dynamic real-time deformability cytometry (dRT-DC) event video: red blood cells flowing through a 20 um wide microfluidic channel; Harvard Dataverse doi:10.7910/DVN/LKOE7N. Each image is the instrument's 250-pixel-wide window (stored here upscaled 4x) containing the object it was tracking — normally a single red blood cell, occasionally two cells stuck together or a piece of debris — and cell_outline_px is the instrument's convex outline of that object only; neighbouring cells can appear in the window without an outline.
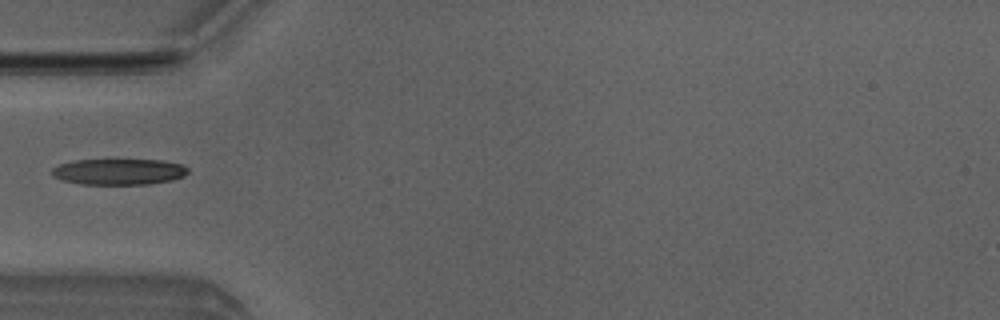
{"species": "Egyptian fruit bat (a non-hibernating species)", "species_latin": "Rousettus aegyptiacus", "temperature_condition": "room temperature", "stored_images_in_passage": 4, "camera_frame_rate_fps": 3000, "um_per_image_px": 0.085, "animal": {"sex": "male"}, "frame": {"image": 1, "passage_image": 4, "time_ms": 5.0, "image_size_px": [1000, 320], "cell_outline_px": [[188, 172], [184, 176], [172, 180], [148, 184], [80, 184], [60, 180], [52, 176], [52, 168], [60, 164], [76, 160], [164, 160], [184, 164], [188, 168]], "centroid_in_image_um": [10.12, 14.59], "position_along_channel_um": 74.9, "area_um2": 20.75}}